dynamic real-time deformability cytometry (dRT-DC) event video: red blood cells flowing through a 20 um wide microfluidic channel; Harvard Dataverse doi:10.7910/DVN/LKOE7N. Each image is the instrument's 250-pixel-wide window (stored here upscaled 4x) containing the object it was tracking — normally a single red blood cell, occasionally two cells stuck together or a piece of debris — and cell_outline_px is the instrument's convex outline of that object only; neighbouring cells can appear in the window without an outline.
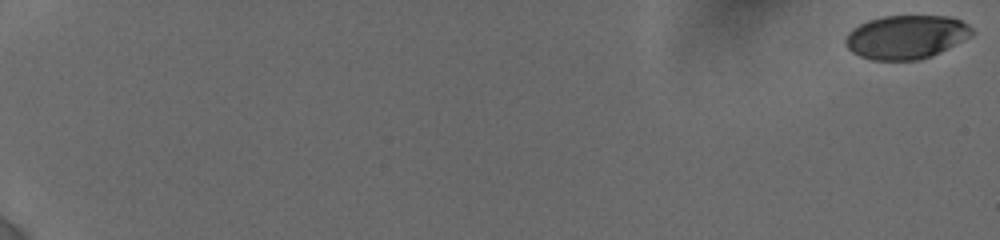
{"species": "human", "species_latin": "Homo sapiens", "temperature_condition": "cold", "stored_images_in_passage": 93, "camera_frame_rate_fps": 3000, "um_per_image_px": 0.085, "donor": {"sex": "female"}, "frame": {"image": 1, "passage_image": 1, "time_ms": 0.0, "image_size_px": [1000, 240], "cell_outline_px": [[976, 32], [972, 36], [932, 56], [920, 60], [872, 60], [860, 56], [852, 52], [844, 44], [844, 40], [848, 32], [852, 28], [868, 20], [884, 16], [948, 16], [960, 20], [968, 24]], "centroid_in_image_um": [77.03, 3.15], "position_along_channel_um": 8.0, "area_um2": 32.43}}
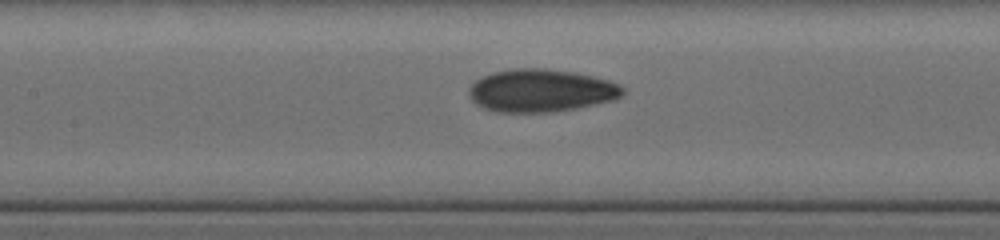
{"frame": {"image": 2, "passage_image": 50, "time_ms": 10.0, "image_size_px": [1000, 240], "cell_outline_px": [[624, 92], [616, 100], [576, 108], [552, 112], [496, 112], [484, 108], [476, 104], [472, 100], [468, 92], [468, 88], [480, 76], [492, 72], [512, 68], [548, 68], [576, 72], [608, 80], [620, 84], [624, 88]], "centroid_in_image_um": [45.98, 7.69], "position_along_channel_um": 161.4, "area_um2": 38.73}}
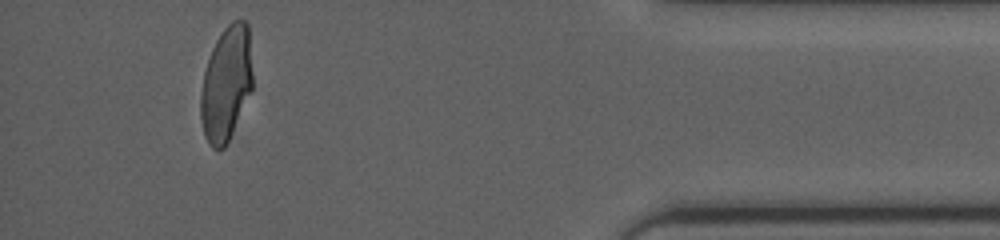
{"frame": {"image": 3, "passage_image": 88, "time_ms": 17.667, "image_size_px": [1000, 240], "cell_outline_px": [[252, 88], [228, 140], [224, 148], [212, 148], [208, 144], [204, 136], [200, 116], [200, 92], [204, 72], [212, 48], [216, 40], [224, 28], [232, 20], [244, 20], [248, 24], [252, 72]], "centroid_in_image_um": [19.21, 7.09], "position_along_channel_um": 416.0, "area_um2": 34.45}, "authors_computed_cell_mechanics": {"area_um2": 35.836, "velocity_mm_per_s": 3.8385, "shape_relaxation_time_tau1_ms": 6.3981, "shape_relaxation_time_tau2_ms": 1.2562, "deformation_change_tau1": 0.2098, "deformation_change_tau2": 0.0563}}